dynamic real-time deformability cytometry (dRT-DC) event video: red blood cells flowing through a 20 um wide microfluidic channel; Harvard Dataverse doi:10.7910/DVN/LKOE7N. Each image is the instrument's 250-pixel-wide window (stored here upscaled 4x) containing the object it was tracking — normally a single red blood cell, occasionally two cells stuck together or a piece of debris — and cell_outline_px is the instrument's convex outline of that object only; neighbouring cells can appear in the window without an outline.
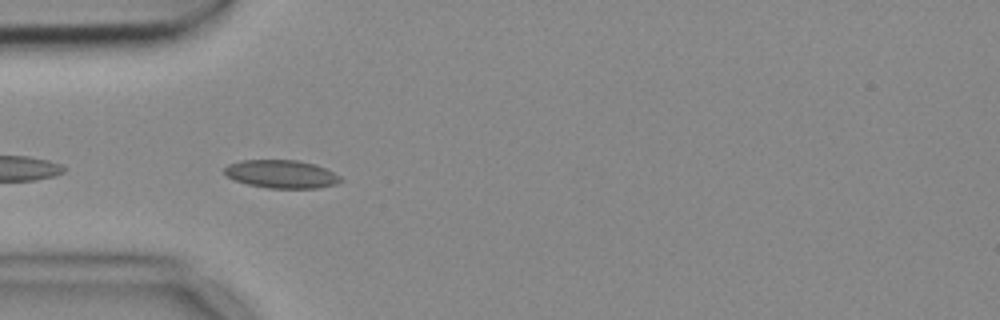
{"species": "common noctule bat (a hibernating species)", "species_latin": "Nyctalus noctula", "temperature_condition": "cold", "stored_images_in_passage": 13, "camera_frame_rate_fps": 3000, "um_per_image_px": 0.085, "animal": {"sex": "female", "body_mass_g": 18.4}, "frame": {"image": 1, "passage_image": 3, "time_ms": 0.667, "image_size_px": [1000, 320], "cell_outline_px": [[344, 180], [336, 184], [320, 188], [268, 188], [248, 184], [236, 180], [228, 176], [224, 172], [224, 168], [228, 164], [240, 160], [296, 160], [316, 164], [340, 176]], "centroid_in_image_um": [23.94, 14.79], "position_along_channel_um": 61.1, "area_um2": 19.02}}